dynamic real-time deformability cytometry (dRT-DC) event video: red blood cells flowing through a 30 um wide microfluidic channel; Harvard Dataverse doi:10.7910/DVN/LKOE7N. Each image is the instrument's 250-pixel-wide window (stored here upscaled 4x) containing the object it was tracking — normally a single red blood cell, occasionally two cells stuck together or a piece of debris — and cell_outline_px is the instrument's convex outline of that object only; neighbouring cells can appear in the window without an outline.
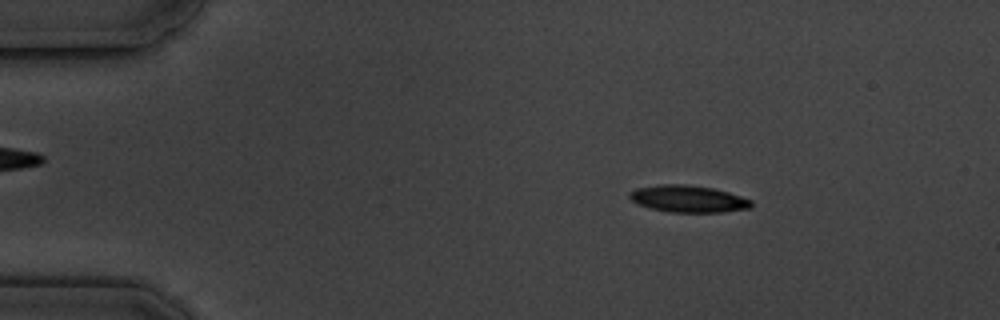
{"species": "common noctule bat (a hibernating species)", "species_latin": "Nyctalus noctula", "temperature_condition": "cold", "stored_images_in_passage": 4, "camera_frame_rate_fps": 3000, "um_per_image_px": 0.085, "animal": {"sex": "male", "body_mass_g": 19.5, "forearm_length_mm": 54.6}, "frame": {"image": 1, "passage_image": 2, "time_ms": 1.0, "image_size_px": [1000, 320], "cell_outline_px": [[752, 208], [724, 212], [668, 212], [636, 204], [628, 196], [628, 192], [636, 188], [660, 184], [684, 184], [712, 188], [728, 192], [752, 200]], "centroid_in_image_um": [58.48, 16.9], "position_along_channel_um": 26.5, "area_um2": 19.19}}